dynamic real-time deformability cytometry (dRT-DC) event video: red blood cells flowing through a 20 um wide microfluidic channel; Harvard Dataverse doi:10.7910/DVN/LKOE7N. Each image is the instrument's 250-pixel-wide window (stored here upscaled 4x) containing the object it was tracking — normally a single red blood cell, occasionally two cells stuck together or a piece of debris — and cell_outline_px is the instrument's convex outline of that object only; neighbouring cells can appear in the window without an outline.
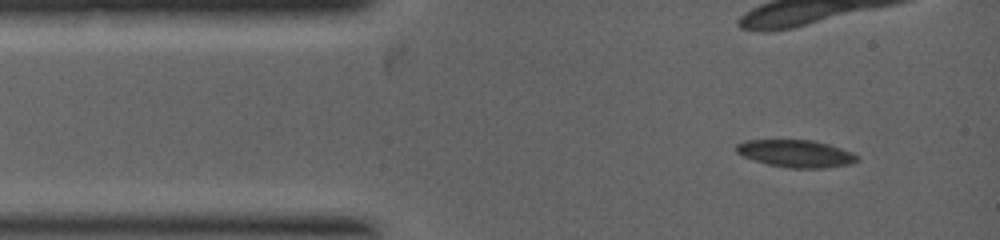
{"species": "common noctule bat (a hibernating species)", "species_latin": "Nyctalus noctula", "temperature_condition": "warm", "stored_images_in_passage": 3, "camera_frame_rate_fps": 5000, "um_per_image_px": 0.085, "animal": {"sex": "female", "body_mass_g": 19.0, "forearm_length_mm": 53.3}, "frame": {"image": 1, "passage_image": 1, "time_ms": 0.0, "image_size_px": [1000, 240], "cell_outline_px": [[860, 160], [848, 164], [824, 168], [788, 168], [768, 164], [744, 156], [736, 152], [736, 144], [748, 140], [816, 140], [852, 152]], "centroid_in_image_um": [67.66, 13.05], "position_along_channel_um": 17.3, "area_um2": 19.07}}
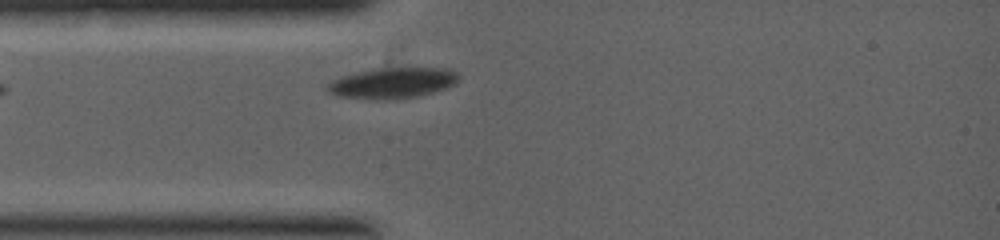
{"frame": {"image": 2, "passage_image": 3, "time_ms": 1.8, "image_size_px": [1000, 240], "cell_outline_px": [[460, 80], [444, 88], [432, 92], [416, 96], [388, 100], [372, 100], [340, 96], [328, 92], [324, 88], [332, 80], [340, 76], [372, 68], [448, 68], [456, 72], [460, 76]], "centroid_in_image_um": [33.32, 7.05], "position_along_channel_um": 51.7, "area_um2": 23.64}}